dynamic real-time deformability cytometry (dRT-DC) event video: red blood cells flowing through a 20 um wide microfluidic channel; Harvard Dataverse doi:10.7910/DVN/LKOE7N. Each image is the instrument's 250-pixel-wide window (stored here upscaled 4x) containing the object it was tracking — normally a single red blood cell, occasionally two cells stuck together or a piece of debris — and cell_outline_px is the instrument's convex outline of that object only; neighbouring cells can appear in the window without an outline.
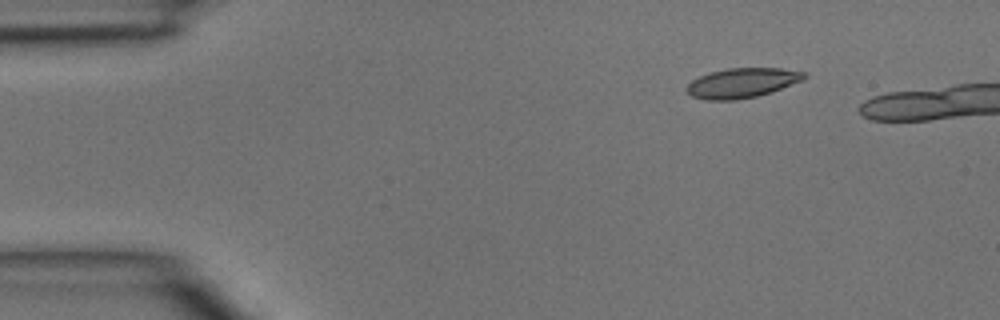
{"species": "common noctule bat (a hibernating species)", "species_latin": "Nyctalus noctula", "temperature_condition": "room temperature", "stored_images_in_passage": 2, "camera_frame_rate_fps": 3000, "um_per_image_px": 0.085, "animal": {"sex": "male", "body_mass_g": 15.6}, "frame": {"image": 1, "passage_image": 1, "time_ms": 0.0, "image_size_px": [1000, 320], "cell_outline_px": [[808, 76], [804, 80], [772, 92], [756, 96], [736, 100], [708, 100], [692, 96], [684, 88], [692, 80], [700, 76], [712, 72], [728, 68], [780, 68], [804, 72]], "centroid_in_image_um": [63.1, 7.05], "position_along_channel_um": 21.9, "area_um2": 20.35}}